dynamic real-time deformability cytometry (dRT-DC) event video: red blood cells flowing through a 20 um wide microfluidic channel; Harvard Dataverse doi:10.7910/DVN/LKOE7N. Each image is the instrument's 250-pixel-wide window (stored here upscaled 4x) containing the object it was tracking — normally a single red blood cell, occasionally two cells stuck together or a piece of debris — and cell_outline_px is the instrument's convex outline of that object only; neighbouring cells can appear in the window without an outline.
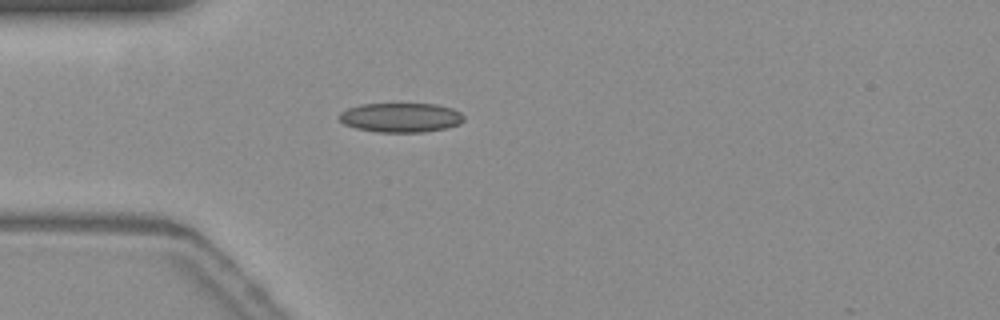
{"species": "common noctule bat (a hibernating species)", "species_latin": "Nyctalus noctula", "temperature_condition": "warm", "stored_images_in_passage": 32, "camera_frame_rate_fps": 3000, "um_per_image_px": 0.085, "animal": {"sex": "female", "body_mass_g": 19.3, "forearm_length_mm": 54.1}, "frame": {"image": 1, "passage_image": 1, "time_ms": 0.0, "image_size_px": [1000, 320], "cell_outline_px": [[464, 120], [460, 124], [444, 128], [424, 132], [376, 132], [356, 128], [344, 124], [336, 116], [340, 112], [348, 108], [360, 104], [436, 104], [452, 108], [460, 112], [464, 116]], "centroid_in_image_um": [34.04, 9.99], "position_along_channel_um": 51.0, "area_um2": 21.44}}
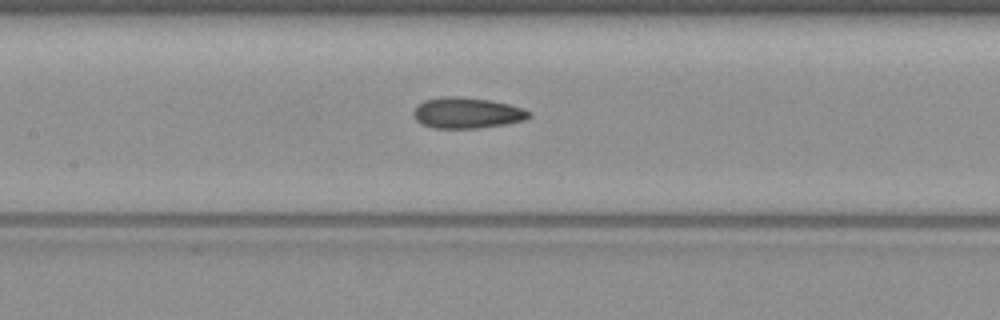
{"frame": {"image": 2, "passage_image": 11, "time_ms": 3.333, "image_size_px": [1000, 320], "cell_outline_px": [[532, 116], [524, 120], [504, 124], [480, 128], [432, 128], [420, 124], [412, 116], [412, 112], [424, 100], [444, 96], [456, 96], [488, 100], [508, 104], [524, 108], [532, 112]], "centroid_in_image_um": [39.68, 9.6], "position_along_channel_um": 167.7, "area_um2": 20.87}}
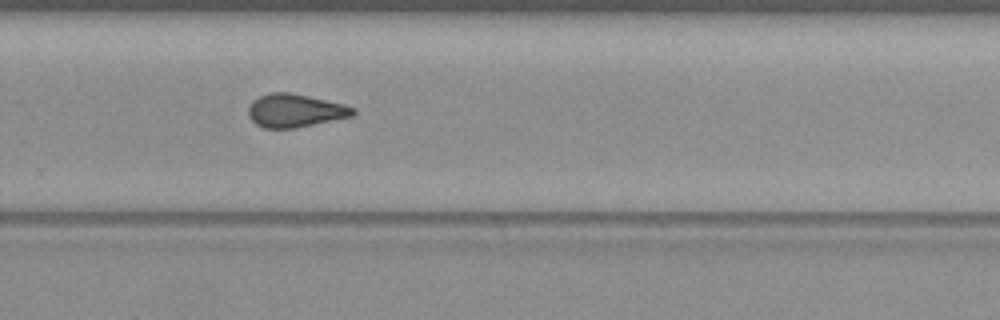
{"frame": {"image": 3, "passage_image": 22, "time_ms": 7.0, "image_size_px": [1000, 320], "cell_outline_px": [[356, 112], [352, 116], [296, 128], [264, 128], [256, 124], [248, 116], [248, 108], [252, 100], [268, 92], [288, 92], [308, 96], [344, 104], [356, 108]], "centroid_in_image_um": [25.06, 9.4], "position_along_channel_um": 304.7, "area_um2": 20.29}, "authors_computed_cell_mechanics": {"area_um2": 20.2878, "velocity_mm_per_s": 3.7499, "shape_relaxation_time_tau1_ms": null, "shape_relaxation_time_tau2_ms": 3.1489, "deformation_change_tau1": null, "deformation_change_tau2": 0.0994}}